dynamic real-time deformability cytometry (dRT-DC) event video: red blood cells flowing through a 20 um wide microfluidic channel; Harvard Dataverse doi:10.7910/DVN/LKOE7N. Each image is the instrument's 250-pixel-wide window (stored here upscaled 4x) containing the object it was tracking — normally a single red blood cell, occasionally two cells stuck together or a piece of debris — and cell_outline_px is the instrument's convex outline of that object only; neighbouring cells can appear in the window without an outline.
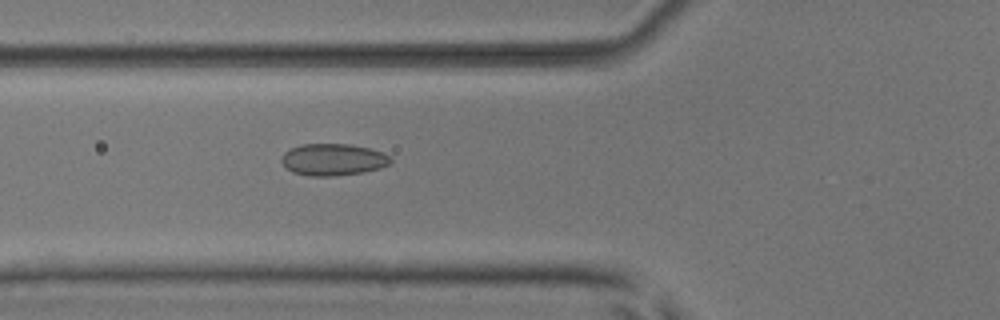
{"species": "common noctule bat (a hibernating species)", "species_latin": "Nyctalus noctula", "temperature_condition": "room temperature", "stored_images_in_passage": 2, "camera_frame_rate_fps": 3000, "um_per_image_px": 0.085, "animal": {"sex": "male", "body_mass_g": 17.9, "forearm_length_mm": 54.2}, "frame": {"image": 1, "passage_image": 2, "time_ms": 0.333, "image_size_px": [1000, 320], "cell_outline_px": [[392, 164], [380, 168], [364, 172], [332, 176], [308, 176], [292, 172], [280, 160], [284, 152], [300, 144], [352, 144], [384, 152], [392, 156]], "centroid_in_image_um": [28.36, 13.56], "position_along_channel_um": 97.4, "area_um2": 20.46}}